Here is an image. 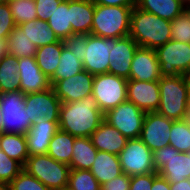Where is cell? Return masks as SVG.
<instances>
[{"mask_svg":"<svg viewBox=\"0 0 190 190\" xmlns=\"http://www.w3.org/2000/svg\"><path fill=\"white\" fill-rule=\"evenodd\" d=\"M104 121L93 95L80 101L62 103L59 113V129L74 137H90Z\"/></svg>","mask_w":190,"mask_h":190,"instance_id":"obj_1","label":"cell"},{"mask_svg":"<svg viewBox=\"0 0 190 190\" xmlns=\"http://www.w3.org/2000/svg\"><path fill=\"white\" fill-rule=\"evenodd\" d=\"M171 21L136 6L131 12L129 36L139 47L156 49L171 40Z\"/></svg>","mask_w":190,"mask_h":190,"instance_id":"obj_2","label":"cell"},{"mask_svg":"<svg viewBox=\"0 0 190 190\" xmlns=\"http://www.w3.org/2000/svg\"><path fill=\"white\" fill-rule=\"evenodd\" d=\"M133 7L95 4L90 34L113 39L128 36Z\"/></svg>","mask_w":190,"mask_h":190,"instance_id":"obj_3","label":"cell"},{"mask_svg":"<svg viewBox=\"0 0 190 190\" xmlns=\"http://www.w3.org/2000/svg\"><path fill=\"white\" fill-rule=\"evenodd\" d=\"M158 83L161 99L156 112L172 120H184L189 97L182 75L161 77Z\"/></svg>","mask_w":190,"mask_h":190,"instance_id":"obj_4","label":"cell"},{"mask_svg":"<svg viewBox=\"0 0 190 190\" xmlns=\"http://www.w3.org/2000/svg\"><path fill=\"white\" fill-rule=\"evenodd\" d=\"M23 169L50 190H66L71 168L48 154L29 156Z\"/></svg>","mask_w":190,"mask_h":190,"instance_id":"obj_5","label":"cell"},{"mask_svg":"<svg viewBox=\"0 0 190 190\" xmlns=\"http://www.w3.org/2000/svg\"><path fill=\"white\" fill-rule=\"evenodd\" d=\"M24 100L25 94L21 90L0 93L3 133L25 135L31 128L32 123Z\"/></svg>","mask_w":190,"mask_h":190,"instance_id":"obj_6","label":"cell"},{"mask_svg":"<svg viewBox=\"0 0 190 190\" xmlns=\"http://www.w3.org/2000/svg\"><path fill=\"white\" fill-rule=\"evenodd\" d=\"M154 168L169 183L190 179V157L172 146L162 147L152 152Z\"/></svg>","mask_w":190,"mask_h":190,"instance_id":"obj_7","label":"cell"},{"mask_svg":"<svg viewBox=\"0 0 190 190\" xmlns=\"http://www.w3.org/2000/svg\"><path fill=\"white\" fill-rule=\"evenodd\" d=\"M92 95L105 114L127 100V79L111 73L94 75Z\"/></svg>","mask_w":190,"mask_h":190,"instance_id":"obj_8","label":"cell"},{"mask_svg":"<svg viewBox=\"0 0 190 190\" xmlns=\"http://www.w3.org/2000/svg\"><path fill=\"white\" fill-rule=\"evenodd\" d=\"M145 112L131 101H124L104 114V121L118 129L127 139L140 137Z\"/></svg>","mask_w":190,"mask_h":190,"instance_id":"obj_9","label":"cell"},{"mask_svg":"<svg viewBox=\"0 0 190 190\" xmlns=\"http://www.w3.org/2000/svg\"><path fill=\"white\" fill-rule=\"evenodd\" d=\"M155 51L162 77L180 76L190 69V43L170 40Z\"/></svg>","mask_w":190,"mask_h":190,"instance_id":"obj_10","label":"cell"},{"mask_svg":"<svg viewBox=\"0 0 190 190\" xmlns=\"http://www.w3.org/2000/svg\"><path fill=\"white\" fill-rule=\"evenodd\" d=\"M123 173L129 176L155 173L152 151L140 138L128 139L119 153Z\"/></svg>","mask_w":190,"mask_h":190,"instance_id":"obj_11","label":"cell"},{"mask_svg":"<svg viewBox=\"0 0 190 190\" xmlns=\"http://www.w3.org/2000/svg\"><path fill=\"white\" fill-rule=\"evenodd\" d=\"M114 47L113 38L86 35L85 58L82 61L84 70L92 75L109 73V56Z\"/></svg>","mask_w":190,"mask_h":190,"instance_id":"obj_12","label":"cell"},{"mask_svg":"<svg viewBox=\"0 0 190 190\" xmlns=\"http://www.w3.org/2000/svg\"><path fill=\"white\" fill-rule=\"evenodd\" d=\"M24 102L32 124L41 119L59 122L62 102L56 96L53 87L42 92L25 94Z\"/></svg>","mask_w":190,"mask_h":190,"instance_id":"obj_13","label":"cell"},{"mask_svg":"<svg viewBox=\"0 0 190 190\" xmlns=\"http://www.w3.org/2000/svg\"><path fill=\"white\" fill-rule=\"evenodd\" d=\"M174 121L157 112H147L139 138L152 152L169 146V136Z\"/></svg>","mask_w":190,"mask_h":190,"instance_id":"obj_14","label":"cell"},{"mask_svg":"<svg viewBox=\"0 0 190 190\" xmlns=\"http://www.w3.org/2000/svg\"><path fill=\"white\" fill-rule=\"evenodd\" d=\"M94 75L83 70L71 78L55 81L52 87L62 103L80 101L92 94Z\"/></svg>","mask_w":190,"mask_h":190,"instance_id":"obj_15","label":"cell"},{"mask_svg":"<svg viewBox=\"0 0 190 190\" xmlns=\"http://www.w3.org/2000/svg\"><path fill=\"white\" fill-rule=\"evenodd\" d=\"M158 81L127 80V100L145 113L156 112L160 104Z\"/></svg>","mask_w":190,"mask_h":190,"instance_id":"obj_16","label":"cell"},{"mask_svg":"<svg viewBox=\"0 0 190 190\" xmlns=\"http://www.w3.org/2000/svg\"><path fill=\"white\" fill-rule=\"evenodd\" d=\"M160 65L155 49L138 47L134 53L129 80L159 81Z\"/></svg>","mask_w":190,"mask_h":190,"instance_id":"obj_17","label":"cell"},{"mask_svg":"<svg viewBox=\"0 0 190 190\" xmlns=\"http://www.w3.org/2000/svg\"><path fill=\"white\" fill-rule=\"evenodd\" d=\"M20 90L24 94L42 92L52 87L50 79L40 70L35 57L18 59Z\"/></svg>","mask_w":190,"mask_h":190,"instance_id":"obj_18","label":"cell"},{"mask_svg":"<svg viewBox=\"0 0 190 190\" xmlns=\"http://www.w3.org/2000/svg\"><path fill=\"white\" fill-rule=\"evenodd\" d=\"M138 47L129 35L115 39V47L109 56V73L129 80L132 59Z\"/></svg>","mask_w":190,"mask_h":190,"instance_id":"obj_19","label":"cell"},{"mask_svg":"<svg viewBox=\"0 0 190 190\" xmlns=\"http://www.w3.org/2000/svg\"><path fill=\"white\" fill-rule=\"evenodd\" d=\"M58 130V122H49L46 119L34 122L25 134L28 155L47 154L49 143Z\"/></svg>","mask_w":190,"mask_h":190,"instance_id":"obj_20","label":"cell"},{"mask_svg":"<svg viewBox=\"0 0 190 190\" xmlns=\"http://www.w3.org/2000/svg\"><path fill=\"white\" fill-rule=\"evenodd\" d=\"M92 145L98 151H105L115 155L123 150L127 138L115 127L103 121L100 126L90 136Z\"/></svg>","mask_w":190,"mask_h":190,"instance_id":"obj_21","label":"cell"},{"mask_svg":"<svg viewBox=\"0 0 190 190\" xmlns=\"http://www.w3.org/2000/svg\"><path fill=\"white\" fill-rule=\"evenodd\" d=\"M95 4L92 0H70V23L72 34H90Z\"/></svg>","mask_w":190,"mask_h":190,"instance_id":"obj_22","label":"cell"},{"mask_svg":"<svg viewBox=\"0 0 190 190\" xmlns=\"http://www.w3.org/2000/svg\"><path fill=\"white\" fill-rule=\"evenodd\" d=\"M90 172L102 186L104 183L123 174L119 156L105 151H98Z\"/></svg>","mask_w":190,"mask_h":190,"instance_id":"obj_23","label":"cell"},{"mask_svg":"<svg viewBox=\"0 0 190 190\" xmlns=\"http://www.w3.org/2000/svg\"><path fill=\"white\" fill-rule=\"evenodd\" d=\"M135 6L169 21L187 9L182 0H135Z\"/></svg>","mask_w":190,"mask_h":190,"instance_id":"obj_24","label":"cell"},{"mask_svg":"<svg viewBox=\"0 0 190 190\" xmlns=\"http://www.w3.org/2000/svg\"><path fill=\"white\" fill-rule=\"evenodd\" d=\"M69 167L77 170H90L98 150L92 145L90 137H76Z\"/></svg>","mask_w":190,"mask_h":190,"instance_id":"obj_25","label":"cell"},{"mask_svg":"<svg viewBox=\"0 0 190 190\" xmlns=\"http://www.w3.org/2000/svg\"><path fill=\"white\" fill-rule=\"evenodd\" d=\"M64 47L62 40L53 44L44 45L37 48L35 59L40 70L50 79L60 63L62 48Z\"/></svg>","mask_w":190,"mask_h":190,"instance_id":"obj_26","label":"cell"},{"mask_svg":"<svg viewBox=\"0 0 190 190\" xmlns=\"http://www.w3.org/2000/svg\"><path fill=\"white\" fill-rule=\"evenodd\" d=\"M19 27L25 31V35L36 47L53 44L59 41L58 37L46 21L35 19L23 23L19 25Z\"/></svg>","mask_w":190,"mask_h":190,"instance_id":"obj_27","label":"cell"},{"mask_svg":"<svg viewBox=\"0 0 190 190\" xmlns=\"http://www.w3.org/2000/svg\"><path fill=\"white\" fill-rule=\"evenodd\" d=\"M0 149L4 151L8 157L16 160L22 166L25 165L29 157L25 135L14 133L0 134Z\"/></svg>","mask_w":190,"mask_h":190,"instance_id":"obj_28","label":"cell"},{"mask_svg":"<svg viewBox=\"0 0 190 190\" xmlns=\"http://www.w3.org/2000/svg\"><path fill=\"white\" fill-rule=\"evenodd\" d=\"M75 138L59 129L49 143L47 154L58 162L70 165Z\"/></svg>","mask_w":190,"mask_h":190,"instance_id":"obj_29","label":"cell"},{"mask_svg":"<svg viewBox=\"0 0 190 190\" xmlns=\"http://www.w3.org/2000/svg\"><path fill=\"white\" fill-rule=\"evenodd\" d=\"M20 90L18 75V58L5 55L0 64V93L15 92Z\"/></svg>","mask_w":190,"mask_h":190,"instance_id":"obj_30","label":"cell"},{"mask_svg":"<svg viewBox=\"0 0 190 190\" xmlns=\"http://www.w3.org/2000/svg\"><path fill=\"white\" fill-rule=\"evenodd\" d=\"M8 54L16 58L35 57L37 48L25 35L19 26H16L7 38Z\"/></svg>","mask_w":190,"mask_h":190,"instance_id":"obj_31","label":"cell"},{"mask_svg":"<svg viewBox=\"0 0 190 190\" xmlns=\"http://www.w3.org/2000/svg\"><path fill=\"white\" fill-rule=\"evenodd\" d=\"M47 22L59 40L68 38L72 34L70 0H62Z\"/></svg>","mask_w":190,"mask_h":190,"instance_id":"obj_32","label":"cell"},{"mask_svg":"<svg viewBox=\"0 0 190 190\" xmlns=\"http://www.w3.org/2000/svg\"><path fill=\"white\" fill-rule=\"evenodd\" d=\"M83 70L82 61L77 59L73 53L63 47L60 63L54 75L50 78V83L52 85L55 81L71 78Z\"/></svg>","mask_w":190,"mask_h":190,"instance_id":"obj_33","label":"cell"},{"mask_svg":"<svg viewBox=\"0 0 190 190\" xmlns=\"http://www.w3.org/2000/svg\"><path fill=\"white\" fill-rule=\"evenodd\" d=\"M169 145L177 151H190V125L184 120H175L172 124Z\"/></svg>","mask_w":190,"mask_h":190,"instance_id":"obj_34","label":"cell"},{"mask_svg":"<svg viewBox=\"0 0 190 190\" xmlns=\"http://www.w3.org/2000/svg\"><path fill=\"white\" fill-rule=\"evenodd\" d=\"M66 190H101V185L90 170L71 169Z\"/></svg>","mask_w":190,"mask_h":190,"instance_id":"obj_35","label":"cell"},{"mask_svg":"<svg viewBox=\"0 0 190 190\" xmlns=\"http://www.w3.org/2000/svg\"><path fill=\"white\" fill-rule=\"evenodd\" d=\"M8 6L17 26L37 19L34 0H15L8 3Z\"/></svg>","mask_w":190,"mask_h":190,"instance_id":"obj_36","label":"cell"},{"mask_svg":"<svg viewBox=\"0 0 190 190\" xmlns=\"http://www.w3.org/2000/svg\"><path fill=\"white\" fill-rule=\"evenodd\" d=\"M171 40L190 43V11L187 8L171 21Z\"/></svg>","mask_w":190,"mask_h":190,"instance_id":"obj_37","label":"cell"},{"mask_svg":"<svg viewBox=\"0 0 190 190\" xmlns=\"http://www.w3.org/2000/svg\"><path fill=\"white\" fill-rule=\"evenodd\" d=\"M22 170L23 166L19 162L0 149V183L9 184Z\"/></svg>","mask_w":190,"mask_h":190,"instance_id":"obj_38","label":"cell"},{"mask_svg":"<svg viewBox=\"0 0 190 190\" xmlns=\"http://www.w3.org/2000/svg\"><path fill=\"white\" fill-rule=\"evenodd\" d=\"M9 190H50L24 169L8 184Z\"/></svg>","mask_w":190,"mask_h":190,"instance_id":"obj_39","label":"cell"},{"mask_svg":"<svg viewBox=\"0 0 190 190\" xmlns=\"http://www.w3.org/2000/svg\"><path fill=\"white\" fill-rule=\"evenodd\" d=\"M64 48L73 53L81 61L85 58L86 34H71L68 38L62 40Z\"/></svg>","mask_w":190,"mask_h":190,"instance_id":"obj_40","label":"cell"},{"mask_svg":"<svg viewBox=\"0 0 190 190\" xmlns=\"http://www.w3.org/2000/svg\"><path fill=\"white\" fill-rule=\"evenodd\" d=\"M16 26L8 4H0V38L7 39Z\"/></svg>","mask_w":190,"mask_h":190,"instance_id":"obj_41","label":"cell"},{"mask_svg":"<svg viewBox=\"0 0 190 190\" xmlns=\"http://www.w3.org/2000/svg\"><path fill=\"white\" fill-rule=\"evenodd\" d=\"M62 0H35L37 19L48 21Z\"/></svg>","mask_w":190,"mask_h":190,"instance_id":"obj_42","label":"cell"},{"mask_svg":"<svg viewBox=\"0 0 190 190\" xmlns=\"http://www.w3.org/2000/svg\"><path fill=\"white\" fill-rule=\"evenodd\" d=\"M158 172L130 176L129 190H151L154 178Z\"/></svg>","mask_w":190,"mask_h":190,"instance_id":"obj_43","label":"cell"},{"mask_svg":"<svg viewBox=\"0 0 190 190\" xmlns=\"http://www.w3.org/2000/svg\"><path fill=\"white\" fill-rule=\"evenodd\" d=\"M101 188L103 190H129L130 176L123 173L120 176L104 183Z\"/></svg>","mask_w":190,"mask_h":190,"instance_id":"obj_44","label":"cell"},{"mask_svg":"<svg viewBox=\"0 0 190 190\" xmlns=\"http://www.w3.org/2000/svg\"><path fill=\"white\" fill-rule=\"evenodd\" d=\"M92 2L105 6H135V0H92Z\"/></svg>","mask_w":190,"mask_h":190,"instance_id":"obj_45","label":"cell"},{"mask_svg":"<svg viewBox=\"0 0 190 190\" xmlns=\"http://www.w3.org/2000/svg\"><path fill=\"white\" fill-rule=\"evenodd\" d=\"M151 190H171L170 183L158 174L153 180Z\"/></svg>","mask_w":190,"mask_h":190,"instance_id":"obj_46","label":"cell"},{"mask_svg":"<svg viewBox=\"0 0 190 190\" xmlns=\"http://www.w3.org/2000/svg\"><path fill=\"white\" fill-rule=\"evenodd\" d=\"M171 190H190V179H185L176 183H170Z\"/></svg>","mask_w":190,"mask_h":190,"instance_id":"obj_47","label":"cell"},{"mask_svg":"<svg viewBox=\"0 0 190 190\" xmlns=\"http://www.w3.org/2000/svg\"><path fill=\"white\" fill-rule=\"evenodd\" d=\"M8 54L7 39L0 38V59Z\"/></svg>","mask_w":190,"mask_h":190,"instance_id":"obj_48","label":"cell"},{"mask_svg":"<svg viewBox=\"0 0 190 190\" xmlns=\"http://www.w3.org/2000/svg\"><path fill=\"white\" fill-rule=\"evenodd\" d=\"M182 77H183V79L185 81L188 97H189V100H190V69L187 72L183 73Z\"/></svg>","mask_w":190,"mask_h":190,"instance_id":"obj_49","label":"cell"},{"mask_svg":"<svg viewBox=\"0 0 190 190\" xmlns=\"http://www.w3.org/2000/svg\"><path fill=\"white\" fill-rule=\"evenodd\" d=\"M185 121L190 125V100L188 102Z\"/></svg>","mask_w":190,"mask_h":190,"instance_id":"obj_50","label":"cell"},{"mask_svg":"<svg viewBox=\"0 0 190 190\" xmlns=\"http://www.w3.org/2000/svg\"><path fill=\"white\" fill-rule=\"evenodd\" d=\"M2 111H1V109H0V134H2L3 133V125H2Z\"/></svg>","mask_w":190,"mask_h":190,"instance_id":"obj_51","label":"cell"},{"mask_svg":"<svg viewBox=\"0 0 190 190\" xmlns=\"http://www.w3.org/2000/svg\"><path fill=\"white\" fill-rule=\"evenodd\" d=\"M0 190H9L8 184L0 183Z\"/></svg>","mask_w":190,"mask_h":190,"instance_id":"obj_52","label":"cell"},{"mask_svg":"<svg viewBox=\"0 0 190 190\" xmlns=\"http://www.w3.org/2000/svg\"><path fill=\"white\" fill-rule=\"evenodd\" d=\"M183 4L185 5L186 8L190 7V0H182Z\"/></svg>","mask_w":190,"mask_h":190,"instance_id":"obj_53","label":"cell"},{"mask_svg":"<svg viewBox=\"0 0 190 190\" xmlns=\"http://www.w3.org/2000/svg\"><path fill=\"white\" fill-rule=\"evenodd\" d=\"M13 1H15V0H3V2L7 3V4L10 3V2H13Z\"/></svg>","mask_w":190,"mask_h":190,"instance_id":"obj_54","label":"cell"}]
</instances>
